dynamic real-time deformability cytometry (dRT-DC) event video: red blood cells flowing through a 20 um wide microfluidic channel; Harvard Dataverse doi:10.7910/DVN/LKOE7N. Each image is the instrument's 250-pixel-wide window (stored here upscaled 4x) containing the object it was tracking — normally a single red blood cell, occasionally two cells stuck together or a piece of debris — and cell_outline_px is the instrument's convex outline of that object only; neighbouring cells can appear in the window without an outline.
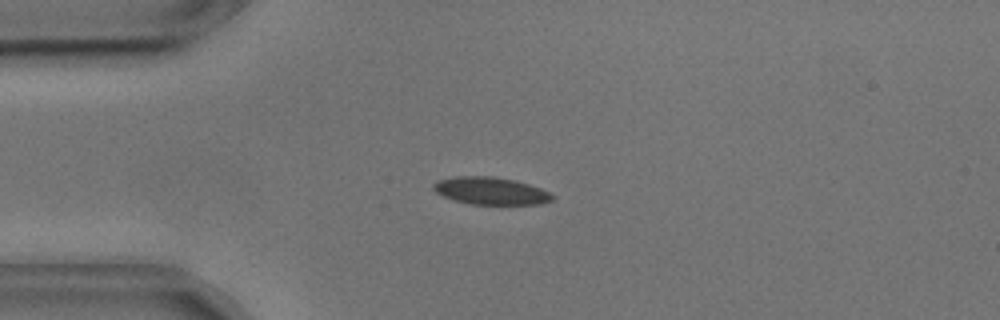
{"species": "common noctule bat (a hibernating species)", "species_latin": "Nyctalus noctula", "temperature_condition": "cold", "stored_images_in_passage": 48, "camera_frame_rate_fps": 3000, "um_per_image_px": 0.085, "animal": {"sex": "male", "body_mass_g": 17.9, "forearm_length_mm": 54.2}, "frame": {"image": 1, "passage_image": 6, "time_ms": 1.667, "image_size_px": [1000, 320], "cell_outline_px": [[556, 196], [552, 200], [540, 204], [472, 204], [456, 200], [444, 196], [436, 192], [432, 188], [432, 184], [440, 180], [452, 176], [492, 176], [516, 180], [540, 188]], "centroid_in_image_um": [41.72, 16.21], "position_along_channel_um": 43.3, "area_um2": 18.9}}
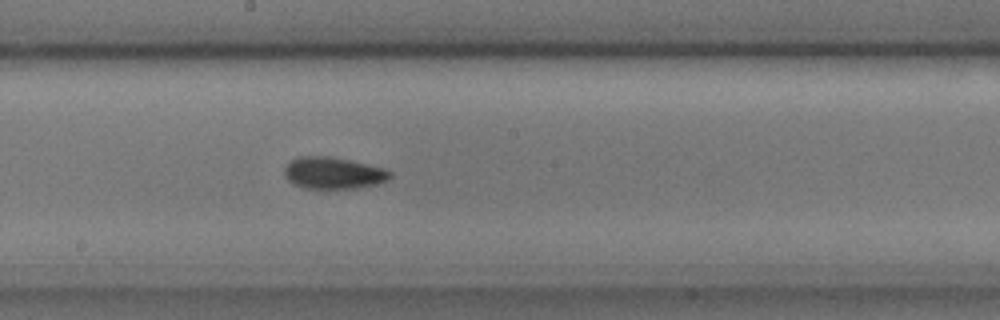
{"frame": {"image": 2, "passage_image": 22, "time_ms": 7.0, "image_size_px": [1000, 320], "cell_outline_px": [[392, 176], [388, 180], [376, 184], [356, 188], [304, 188], [292, 184], [284, 176], [284, 168], [296, 156], [328, 156], [348, 160], [384, 168], [392, 172]], "centroid_in_image_um": [28.31, 14.71], "position_along_channel_um": 219.9, "area_um2": 19.54}}
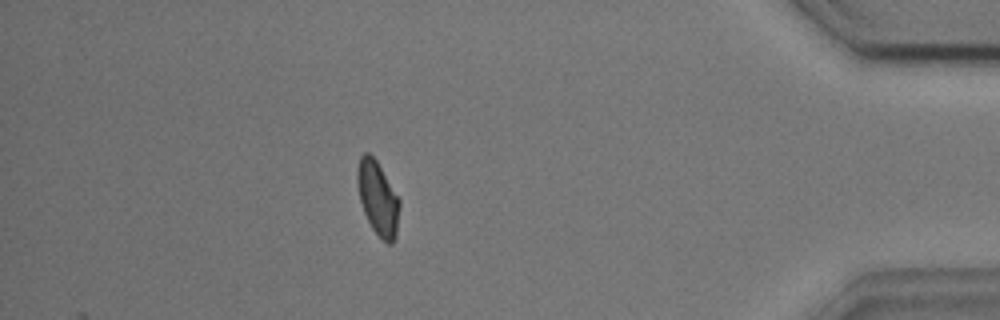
{"frame": {"image": 3, "passage_image": 41, "time_ms": 13.333, "image_size_px": [1000, 320], "cell_outline_px": [[400, 204], [396, 236], [392, 244], [388, 244], [372, 228], [364, 212], [360, 200], [356, 180], [356, 172], [360, 156], [364, 152], [368, 152], [376, 160], [400, 200]], "centroid_in_image_um": [32.11, 16.83], "position_along_channel_um": 403.1, "area_um2": 17.98}, "authors_computed_cell_mechanics": {"area_um2": 18.5538, "velocity_mm_per_s": 3.6317, "shape_relaxation_time_tau1_ms": 2.4776, "shape_relaxation_time_tau2_ms": 2.2059, "deformation_change_tau1": 0.1103, "deformation_change_tau2": 0.0803}}